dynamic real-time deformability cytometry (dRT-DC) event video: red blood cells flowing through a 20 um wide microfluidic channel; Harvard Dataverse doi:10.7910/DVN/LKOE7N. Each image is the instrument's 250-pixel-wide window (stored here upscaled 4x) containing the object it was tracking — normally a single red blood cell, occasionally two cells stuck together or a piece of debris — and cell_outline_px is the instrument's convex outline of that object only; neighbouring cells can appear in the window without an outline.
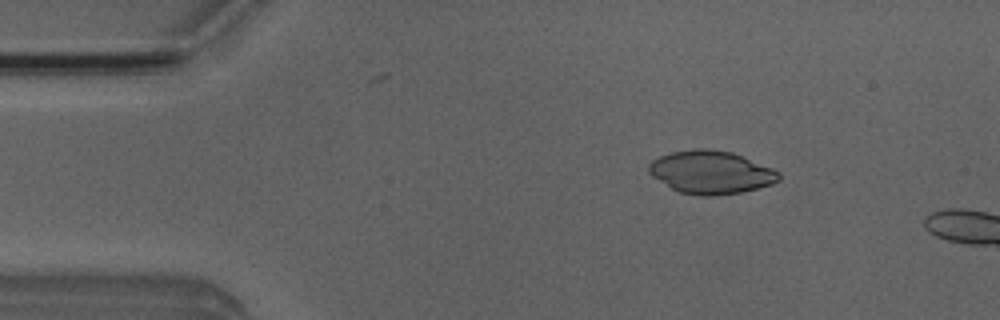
{"species": "Egyptian fruit bat (a non-hibernating species)", "species_latin": "Rousettus aegyptiacus", "temperature_condition": "room temperature", "stored_images_in_passage": 2, "camera_frame_rate_fps": 3000, "um_per_image_px": 0.085, "animal": {"sex": "male"}, "frame": {"image": 1, "passage_image": 1, "time_ms": 0.0, "image_size_px": [1000, 320], "cell_outline_px": [[780, 180], [772, 184], [740, 192], [712, 196], [700, 196], [680, 192], [672, 188], [652, 176], [648, 172], [648, 164], [652, 160], [660, 156], [672, 152], [696, 148], [708, 148], [732, 152], [772, 168], [780, 172]], "centroid_in_image_um": [60.42, 14.63], "position_along_channel_um": 24.6, "area_um2": 32.48}}